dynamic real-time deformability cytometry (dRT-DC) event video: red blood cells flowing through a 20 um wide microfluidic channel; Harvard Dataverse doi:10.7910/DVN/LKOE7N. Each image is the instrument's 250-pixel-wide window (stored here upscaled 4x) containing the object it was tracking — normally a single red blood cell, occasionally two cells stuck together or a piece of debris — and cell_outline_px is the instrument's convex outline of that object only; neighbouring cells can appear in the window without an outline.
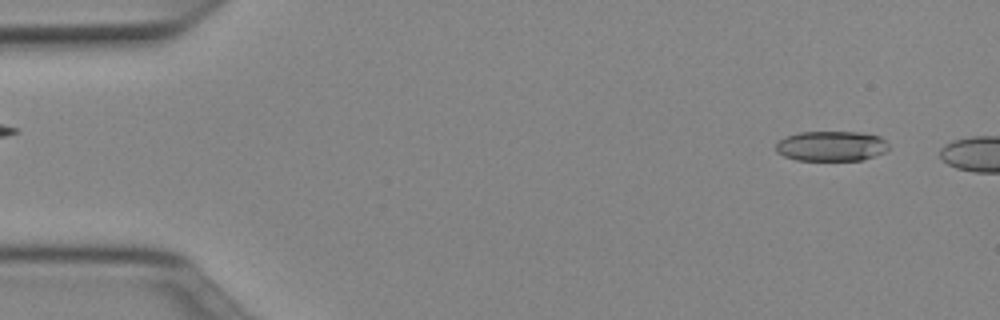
{"species": "Egyptian fruit bat (a non-hibernating species)", "species_latin": "Rousettus aegyptiacus", "temperature_condition": "cold", "stored_images_in_passage": 6, "camera_frame_rate_fps": 3000, "um_per_image_px": 0.085, "animal": {"sex": "female"}, "frame": {"image": 1, "passage_image": 3, "time_ms": 0.667, "image_size_px": [1000, 320], "cell_outline_px": [[888, 148], [884, 152], [860, 160], [796, 160], [784, 156], [776, 152], [776, 144], [784, 136], [800, 132], [860, 132], [880, 136], [888, 144]], "centroid_in_image_um": [70.62, 12.41], "position_along_channel_um": 14.4, "area_um2": 19.71}}